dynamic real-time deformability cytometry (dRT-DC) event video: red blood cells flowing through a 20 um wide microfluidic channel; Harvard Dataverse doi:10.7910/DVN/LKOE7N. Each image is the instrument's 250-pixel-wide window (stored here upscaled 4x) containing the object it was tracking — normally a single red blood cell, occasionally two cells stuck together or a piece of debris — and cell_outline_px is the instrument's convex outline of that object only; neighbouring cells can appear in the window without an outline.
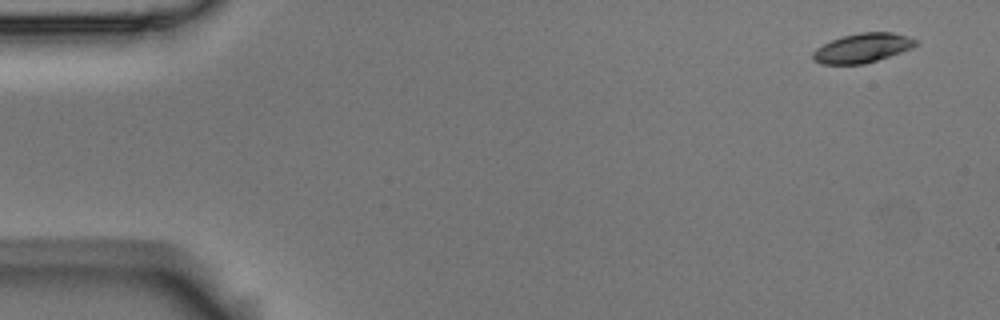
{"species": "Egyptian fruit bat (a non-hibernating species)", "species_latin": "Rousettus aegyptiacus", "temperature_condition": "room temperature", "stored_images_in_passage": 2, "camera_frame_rate_fps": 3000, "um_per_image_px": 0.085, "animal": {"sex": "male"}, "frame": {"image": 1, "passage_image": 1, "time_ms": 0.0, "image_size_px": [1000, 320], "cell_outline_px": [[920, 40], [912, 48], [864, 64], [820, 64], [812, 60], [812, 52], [816, 48], [832, 40], [844, 36], [860, 32], [892, 32], [908, 36]], "centroid_in_image_um": [73.3, 4.08], "position_along_channel_um": 11.7, "area_um2": 17.51}}